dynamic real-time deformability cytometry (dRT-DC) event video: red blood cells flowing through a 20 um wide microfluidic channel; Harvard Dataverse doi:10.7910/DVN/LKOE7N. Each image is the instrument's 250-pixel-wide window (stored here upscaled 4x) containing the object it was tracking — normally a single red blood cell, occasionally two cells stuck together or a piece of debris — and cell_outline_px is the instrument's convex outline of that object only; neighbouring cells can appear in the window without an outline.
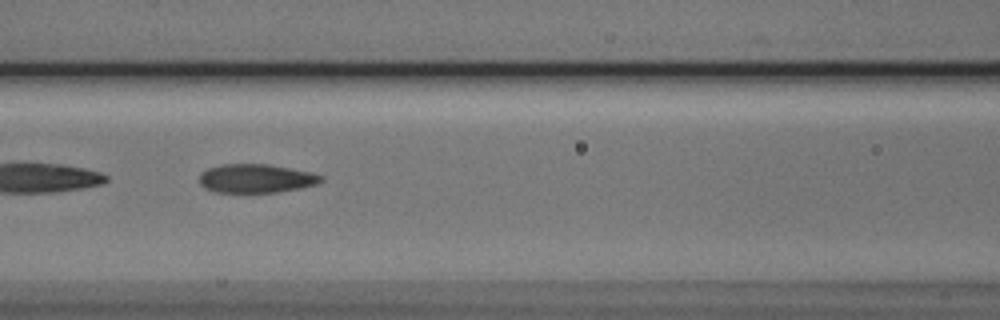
{"species": "Egyptian fruit bat (a non-hibernating species)", "species_latin": "Rousettus aegyptiacus", "temperature_condition": "cold", "stored_images_in_passage": 8, "camera_frame_rate_fps": 3000, "um_per_image_px": 0.085, "animal": {"sex": "male"}, "frame": {"image": 1, "passage_image": 4, "time_ms": 3.333, "image_size_px": [1000, 320], "cell_outline_px": [[324, 180], [316, 184], [300, 188], [276, 192], [212, 192], [204, 188], [200, 184], [200, 172], [208, 168], [220, 164], [268, 164], [308, 172], [324, 176]], "centroid_in_image_um": [21.72, 15.17], "position_along_channel_um": 144.9, "area_um2": 20.35}}
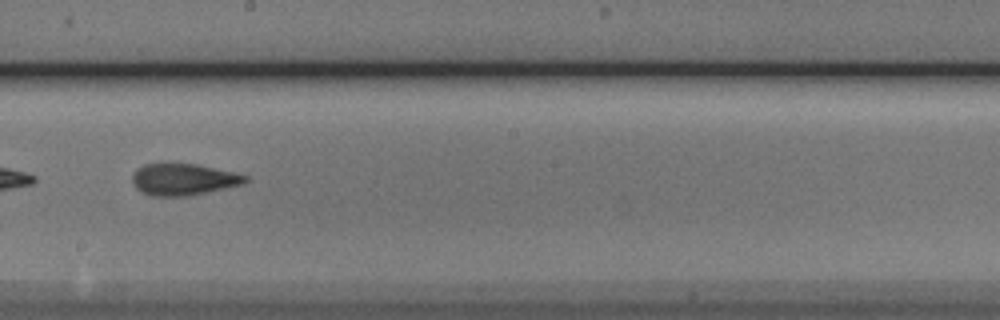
{"frame": {"image": 2, "passage_image": 6, "time_ms": 5.667, "image_size_px": [1000, 320], "cell_outline_px": [[248, 180], [240, 184], [224, 188], [188, 196], [148, 196], [140, 192], [132, 184], [132, 176], [136, 168], [144, 164], [168, 160], [196, 164], [248, 176]], "centroid_in_image_um": [15.46, 15.21], "position_along_channel_um": 232.7, "area_um2": 21.39}}
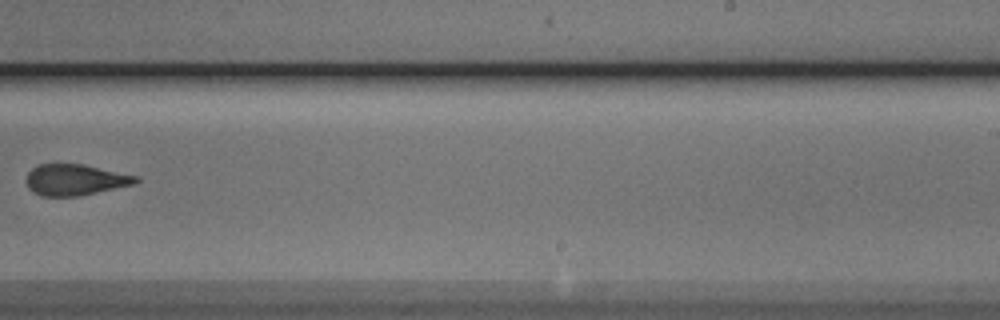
{"frame": {"image": 3, "passage_image": 7, "time_ms": 7.0, "image_size_px": [1000, 320], "cell_outline_px": [[140, 180], [136, 184], [76, 196], [44, 196], [28, 188], [28, 172], [32, 168], [40, 164], [84, 164], [140, 176]], "centroid_in_image_um": [6.46, 15.27], "position_along_channel_um": 282.5, "area_um2": 19.71}}